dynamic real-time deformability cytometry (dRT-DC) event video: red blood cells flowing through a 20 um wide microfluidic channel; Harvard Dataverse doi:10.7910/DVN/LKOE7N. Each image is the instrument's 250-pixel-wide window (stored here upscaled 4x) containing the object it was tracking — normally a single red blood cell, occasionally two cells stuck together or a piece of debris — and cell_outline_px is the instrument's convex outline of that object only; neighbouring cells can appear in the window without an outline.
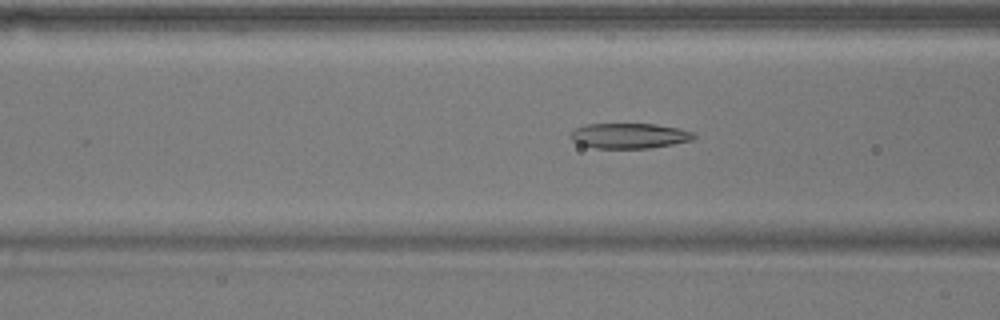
{"species": "common noctule bat (a hibernating species)", "species_latin": "Nyctalus noctula", "temperature_condition": "warm", "stored_images_in_passage": 48, "camera_frame_rate_fps": 3000, "um_per_image_px": 0.085, "animal": {"sex": "male", "body_mass_g": 17.9}, "frame": {"image": 1, "passage_image": 19, "time_ms": 6.0, "image_size_px": [1000, 320], "cell_outline_px": [[696, 136], [692, 140], [672, 144], [648, 148], [596, 148], [580, 144], [572, 140], [568, 136], [576, 128], [584, 124], [656, 124], [680, 128], [692, 132]], "centroid_in_image_um": [53.48, 11.53], "position_along_channel_um": 113.1, "area_um2": 18.09}}
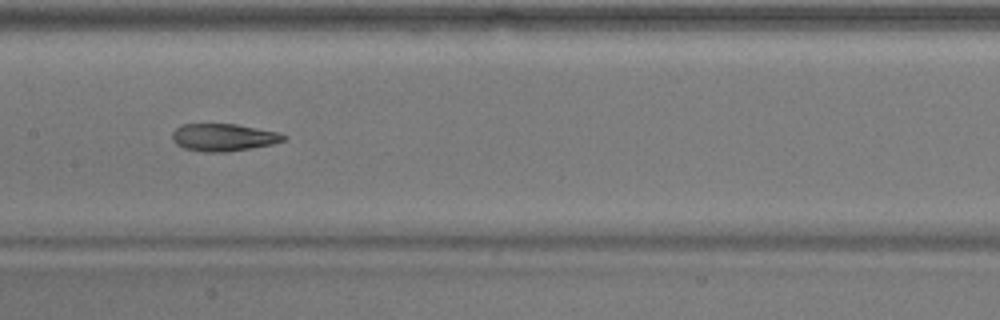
{"frame": {"image": 2, "passage_image": 25, "time_ms": 8.0, "image_size_px": [1000, 320], "cell_outline_px": [[288, 136], [284, 140], [272, 144], [228, 152], [204, 152], [184, 148], [176, 144], [172, 140], [172, 132], [176, 128], [184, 124], [236, 124], [276, 132]], "centroid_in_image_um": [18.96, 11.68], "position_along_channel_um": 188.4, "area_um2": 17.69}}
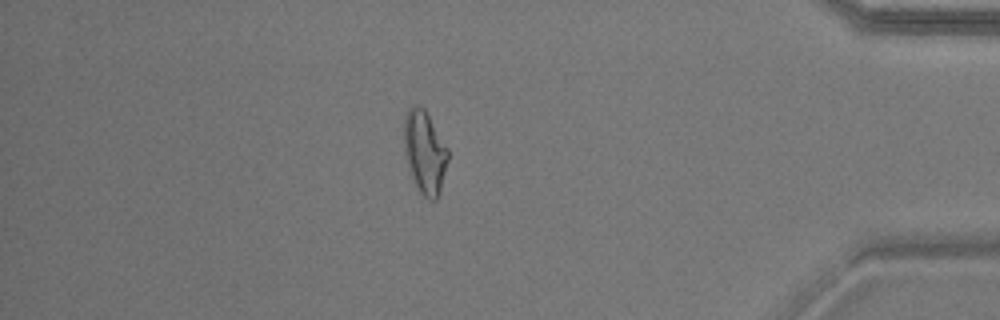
{"frame": {"image": 3, "passage_image": 45, "time_ms": 14.667, "image_size_px": [1000, 320], "cell_outline_px": [[448, 160], [440, 192], [436, 200], [428, 200], [420, 192], [412, 180], [408, 168], [404, 152], [404, 116], [408, 108], [412, 104], [416, 104], [424, 108], [448, 148]], "centroid_in_image_um": [36.08, 12.93], "position_along_channel_um": 399.1, "area_um2": 21.5}}